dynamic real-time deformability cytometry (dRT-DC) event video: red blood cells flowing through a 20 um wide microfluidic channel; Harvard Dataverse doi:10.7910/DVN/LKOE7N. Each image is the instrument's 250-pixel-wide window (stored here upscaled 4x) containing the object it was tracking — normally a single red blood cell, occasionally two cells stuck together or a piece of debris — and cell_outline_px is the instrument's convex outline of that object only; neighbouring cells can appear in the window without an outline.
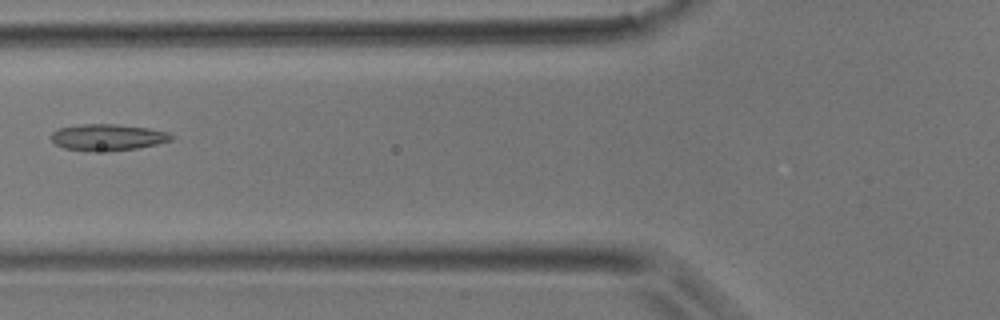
{"species": "common noctule bat (a hibernating species)", "species_latin": "Nyctalus noctula", "temperature_condition": "room temperature", "stored_images_in_passage": 4, "camera_frame_rate_fps": 3000, "um_per_image_px": 0.085, "animal": {"sex": "male", "body_mass_g": 17.9}, "frame": {"image": 1, "passage_image": 4, "time_ms": 1.0, "image_size_px": [1000, 320], "cell_outline_px": [[172, 140], [156, 144], [136, 148], [108, 152], [92, 152], [64, 148], [56, 144], [52, 140], [52, 132], [60, 128], [84, 124], [116, 124], [148, 128], [168, 132], [172, 136]], "centroid_in_image_um": [9.15, 11.68], "position_along_channel_um": 116.7, "area_um2": 18.5}}